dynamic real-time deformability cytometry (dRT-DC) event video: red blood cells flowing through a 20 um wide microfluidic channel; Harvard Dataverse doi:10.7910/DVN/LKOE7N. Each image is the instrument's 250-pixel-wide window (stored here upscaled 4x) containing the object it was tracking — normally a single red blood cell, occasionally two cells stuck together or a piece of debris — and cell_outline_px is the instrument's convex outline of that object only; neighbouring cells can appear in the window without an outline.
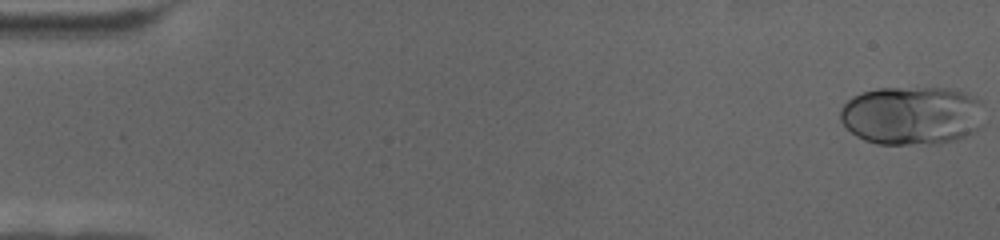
{"species": "human", "species_latin": "Homo sapiens", "temperature_condition": "cold", "stored_images_in_passage": 68, "camera_frame_rate_fps": 3000, "um_per_image_px": 0.085, "donor": {"sex": "female"}, "frame": {"image": 1, "passage_image": 1, "time_ms": 0.0, "image_size_px": [1000, 240], "cell_outline_px": [[980, 100], [976, 128], [972, 132], [956, 140], [936, 144], [876, 144], [864, 140], [856, 136], [840, 120], [840, 108], [852, 96], [864, 92], [880, 88], [952, 88]], "centroid_in_image_um": [77.41, 9.82], "position_along_channel_um": 7.6, "area_um2": 48.61}}
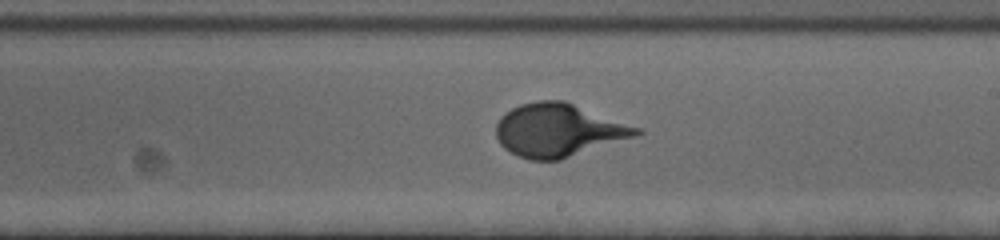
{"frame": {"image": 2, "passage_image": 40, "time_ms": 13.0, "image_size_px": [1000, 240], "cell_outline_px": [[644, 132], [560, 160], [532, 160], [520, 156], [504, 148], [500, 144], [496, 136], [496, 124], [500, 116], [504, 112], [520, 104], [540, 100], [564, 100], [640, 128]], "centroid_in_image_um": [47.4, 11.05], "position_along_channel_um": 241.6, "area_um2": 42.83}}
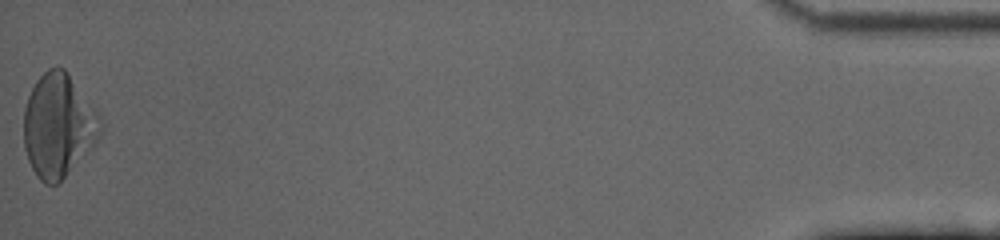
{"frame": {"image": 3, "passage_image": 68, "time_ms": 22.333, "image_size_px": [1000, 240], "cell_outline_px": [[104, 128], [64, 176], [56, 184], [44, 184], [36, 176], [28, 160], [24, 148], [24, 108], [28, 96], [36, 80], [48, 68], [56, 64], [64, 68], [68, 72], [100, 116]], "centroid_in_image_um": [4.91, 10.6], "position_along_channel_um": 430.3, "area_um2": 45.49}}